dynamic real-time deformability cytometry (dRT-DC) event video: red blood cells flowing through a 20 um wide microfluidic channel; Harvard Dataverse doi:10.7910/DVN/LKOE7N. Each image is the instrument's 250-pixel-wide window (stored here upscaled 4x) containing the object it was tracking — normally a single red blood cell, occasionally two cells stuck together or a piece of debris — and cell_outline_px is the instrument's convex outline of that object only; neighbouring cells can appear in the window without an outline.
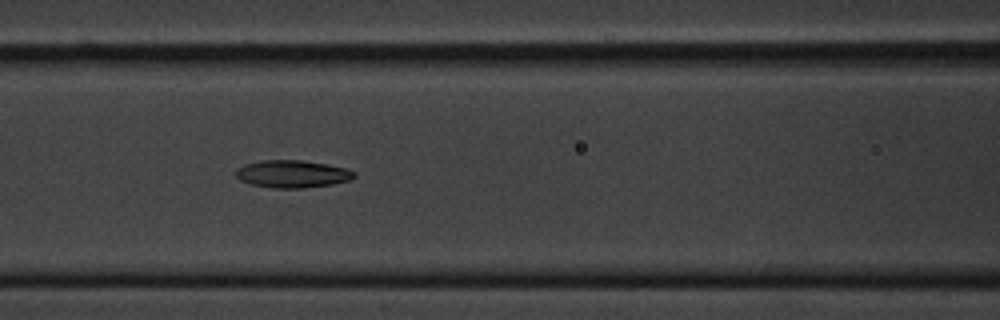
{"species": "common noctule bat (a hibernating species)", "species_latin": "Nyctalus noctula", "temperature_condition": "cold", "stored_images_in_passage": 9, "camera_frame_rate_fps": 3000, "um_per_image_px": 0.085, "animal": {"sex": "male", "body_mass_g": 20.1, "forearm_length_mm": 53.5}, "frame": {"image": 1, "passage_image": 7, "time_ms": 7.0, "image_size_px": [1000, 320], "cell_outline_px": [[356, 176], [348, 180], [332, 184], [300, 188], [272, 188], [252, 184], [240, 180], [236, 176], [236, 168], [244, 164], [260, 160], [300, 160], [348, 168], [356, 172]], "centroid_in_image_um": [24.83, 14.78], "position_along_channel_um": 141.8, "area_um2": 18.9}}
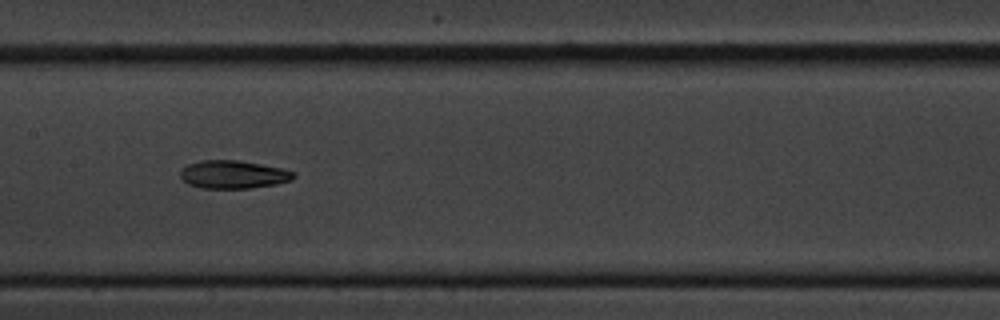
{"frame": {"image": 2, "passage_image": 8, "time_ms": 8.333, "image_size_px": [1000, 320], "cell_outline_px": [[296, 176], [292, 180], [276, 184], [248, 188], [200, 188], [188, 184], [180, 176], [180, 172], [188, 164], [200, 160], [236, 160], [260, 164], [280, 168], [296, 172]], "centroid_in_image_um": [19.83, 14.83], "position_along_channel_um": 187.6, "area_um2": 18.44}}
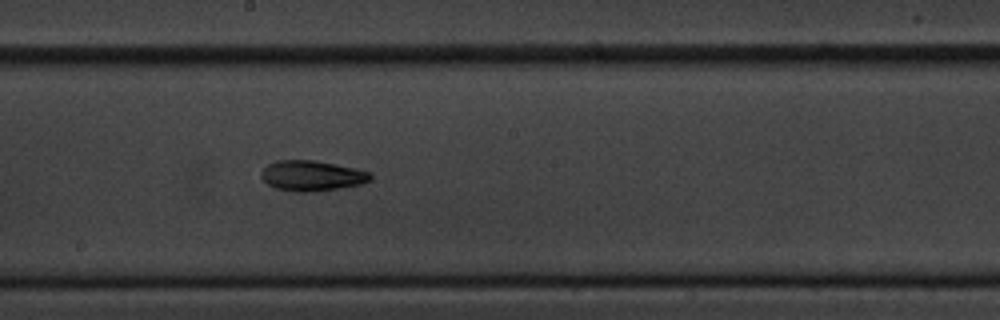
{"frame": {"image": 3, "passage_image": 9, "time_ms": 9.333, "image_size_px": [1000, 320], "cell_outline_px": [[372, 176], [368, 180], [360, 184], [312, 192], [292, 192], [276, 188], [268, 184], [260, 176], [260, 172], [268, 164], [276, 160], [316, 160], [356, 168], [368, 172]], "centroid_in_image_um": [26.45, 14.93], "position_along_channel_um": 221.7, "area_um2": 19.25}}